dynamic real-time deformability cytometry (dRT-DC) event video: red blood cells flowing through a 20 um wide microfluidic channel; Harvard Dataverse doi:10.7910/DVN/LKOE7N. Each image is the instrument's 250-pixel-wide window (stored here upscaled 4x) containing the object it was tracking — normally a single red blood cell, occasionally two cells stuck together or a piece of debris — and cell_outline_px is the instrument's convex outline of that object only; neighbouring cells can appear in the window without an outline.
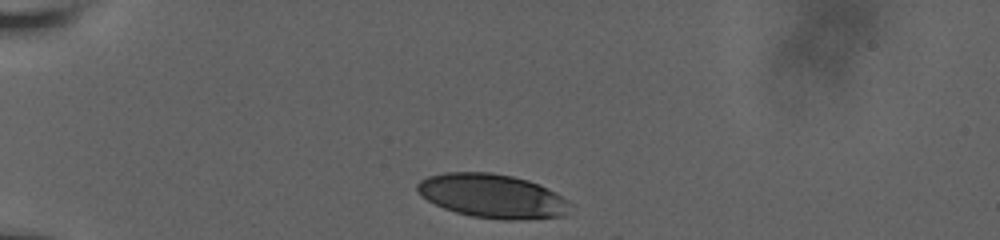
{"species": "human", "species_latin": "Homo sapiens", "temperature_condition": "room temperature", "stored_images_in_passage": 3, "camera_frame_rate_fps": 3000, "um_per_image_px": 0.085, "donor": {"sex": "male"}, "frame": {"image": 1, "passage_image": 1, "time_ms": 0.0, "image_size_px": [1000, 240], "cell_outline_px": [[572, 204], [560, 216], [516, 220], [504, 220], [472, 216], [456, 212], [444, 208], [420, 196], [416, 192], [416, 184], [420, 180], [428, 176], [444, 172], [492, 172], [512, 176], [528, 180], [568, 200]], "centroid_in_image_um": [41.76, 16.65], "position_along_channel_um": 43.2, "area_um2": 38.78}}
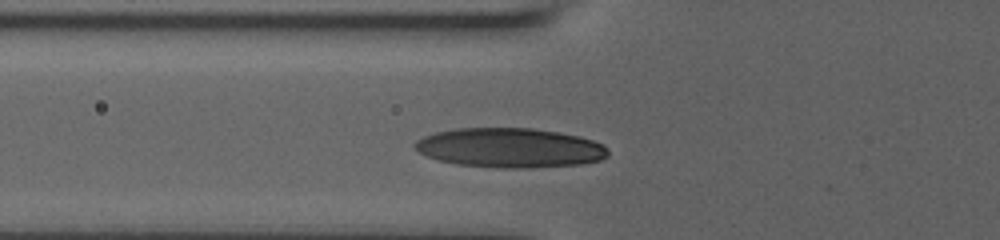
{"frame": {"image": 2, "passage_image": 3, "time_ms": 0.667, "image_size_px": [1000, 240], "cell_outline_px": [[608, 156], [600, 160], [580, 164], [528, 168], [500, 168], [456, 164], [440, 160], [428, 156], [420, 152], [412, 144], [416, 140], [424, 136], [436, 132], [460, 128], [532, 128], [560, 132], [580, 136], [604, 144], [608, 148]], "centroid_in_image_um": [43.37, 12.56], "position_along_channel_um": 82.4, "area_um2": 44.56}}